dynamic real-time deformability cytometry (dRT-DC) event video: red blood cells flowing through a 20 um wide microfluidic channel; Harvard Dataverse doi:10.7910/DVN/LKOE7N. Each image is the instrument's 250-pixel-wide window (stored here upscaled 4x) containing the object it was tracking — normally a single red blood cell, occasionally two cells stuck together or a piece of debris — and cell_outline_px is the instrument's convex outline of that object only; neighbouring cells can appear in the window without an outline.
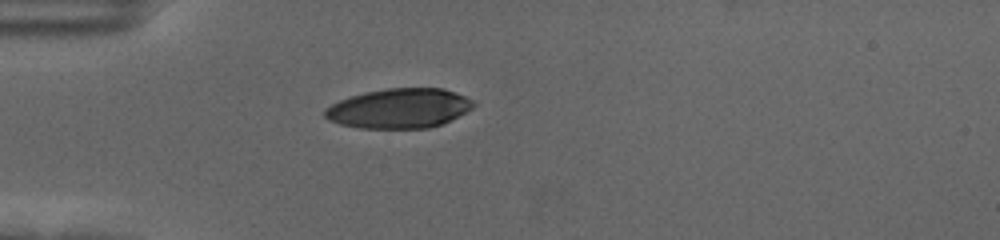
{"species": "human", "species_latin": "Homo sapiens", "temperature_condition": "cold", "stored_images_in_passage": 42, "camera_frame_rate_fps": 3000, "um_per_image_px": 0.085, "donor": {"sex": "female"}, "frame": {"image": 1, "passage_image": 1, "time_ms": 0.0, "image_size_px": [1000, 240], "cell_outline_px": [[476, 104], [472, 108], [444, 124], [428, 128], [360, 128], [340, 124], [328, 120], [324, 116], [324, 108], [340, 100], [364, 92], [388, 88], [444, 88], [464, 96], [472, 100]], "centroid_in_image_um": [33.93, 9.21], "position_along_channel_um": 51.1, "area_um2": 34.39}}
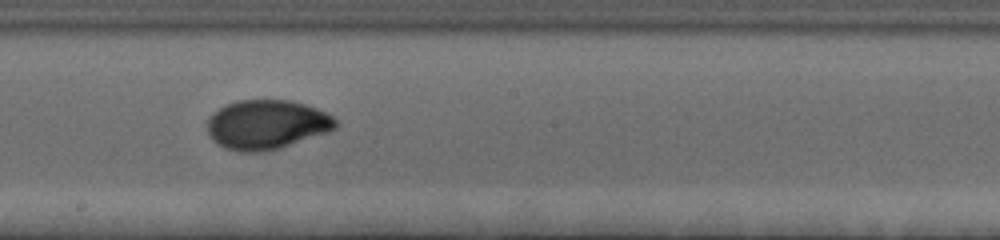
{"frame": {"image": 2, "passage_image": 17, "time_ms": 5.333, "image_size_px": [1000, 240], "cell_outline_px": [[340, 124], [336, 128], [328, 132], [280, 148], [264, 152], [240, 152], [224, 148], [216, 144], [212, 140], [208, 132], [208, 120], [212, 112], [224, 104], [236, 100], [292, 100], [316, 108], [332, 116]], "centroid_in_image_um": [22.65, 10.59], "position_along_channel_um": 225.6, "area_um2": 37.28}}
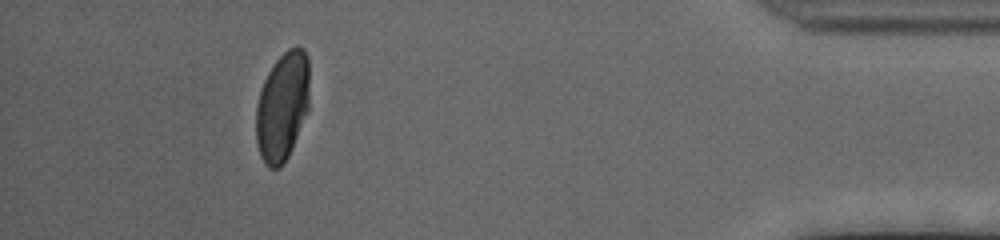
{"frame": {"image": 3, "passage_image": 37, "time_ms": 12.0, "image_size_px": [1000, 240], "cell_outline_px": [[308, 112], [292, 148], [288, 156], [280, 168], [268, 168], [264, 164], [260, 156], [256, 144], [256, 104], [260, 88], [268, 72], [276, 60], [288, 48], [304, 48], [308, 56]], "centroid_in_image_um": [23.98, 9.08], "position_along_channel_um": 411.2, "area_um2": 34.16}, "authors_computed_cell_mechanics": {"area_um2": 35.8938, "velocity_mm_per_s": 3.5571, "shape_relaxation_time_tau1_ms": 4.7287, "shape_relaxation_time_tau2_ms": null, "deformation_change_tau1": 0.1892, "deformation_change_tau2": null}}